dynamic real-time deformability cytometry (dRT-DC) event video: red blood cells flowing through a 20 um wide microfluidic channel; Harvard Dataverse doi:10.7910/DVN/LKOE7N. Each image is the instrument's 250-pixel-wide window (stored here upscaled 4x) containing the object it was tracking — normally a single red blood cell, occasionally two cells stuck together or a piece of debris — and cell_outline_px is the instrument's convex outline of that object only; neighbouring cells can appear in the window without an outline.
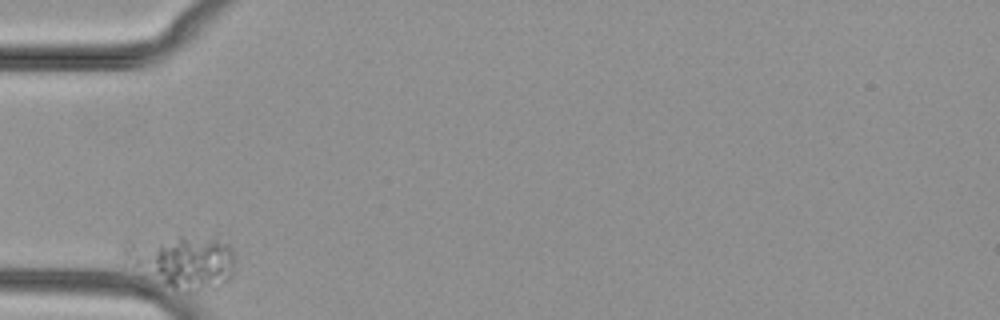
{"species": "common noctule bat (a hibernating species)", "species_latin": "Nyctalus noctula", "temperature_condition": "cold", "stored_images_in_passage": 32, "camera_frame_rate_fps": 3000, "um_per_image_px": 0.085, "animal": {"sex": "female", "body_mass_g": 29.2, "forearm_length_mm": 56.3}, "frame": {"image": 1, "passage_image": 1, "time_ms": 0.0, "image_size_px": [1000, 320], "cell_outline_px": [[232, 276], [228, 280], [220, 284], [188, 292], [172, 288], [136, 264], [124, 252], [124, 240], [176, 236], [184, 236], [216, 240], [228, 244], [232, 248]], "centroid_in_image_um": [15.55, 22.16], "position_along_channel_um": 69.4, "area_um2": 32.43}}
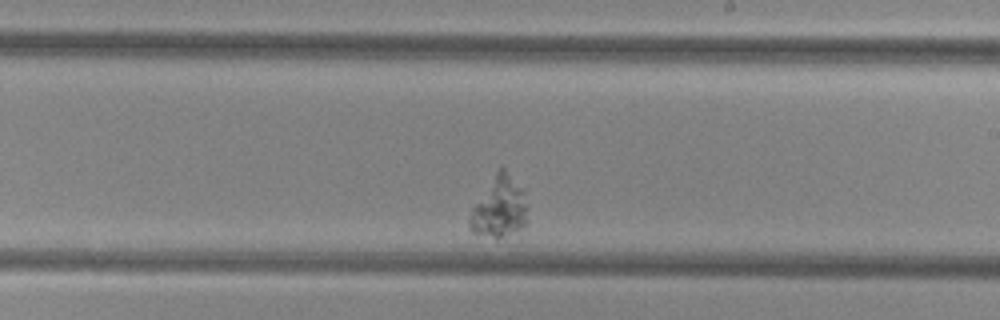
{"frame": {"image": 2, "passage_image": 19, "time_ms": 6.0, "image_size_px": [1000, 320], "cell_outline_px": [[528, 224], [496, 240], [472, 232], [468, 228], [468, 216], [472, 208], [500, 164], [524, 188], [528, 208]], "centroid_in_image_um": [42.46, 17.62], "position_along_channel_um": 246.5, "area_um2": 21.21}}
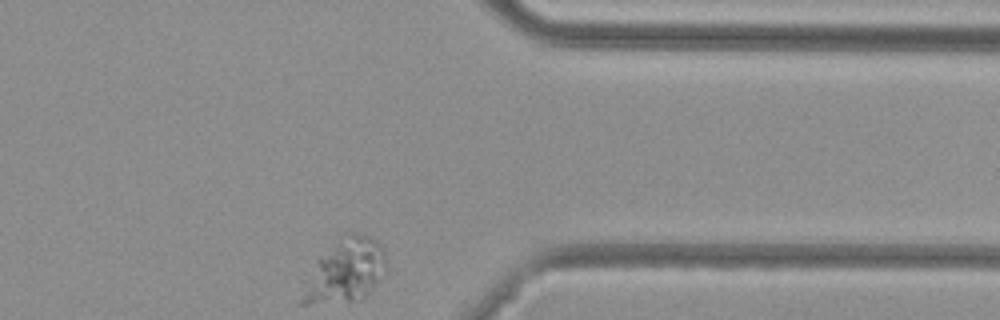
{"frame": {"image": 3, "passage_image": 32, "time_ms": 10.333, "image_size_px": [1000, 320], "cell_outline_px": [[388, 272], [360, 300], [308, 304], [300, 304], [300, 280], [316, 260], [352, 232], [356, 232], [372, 236], [384, 248], [388, 260]], "centroid_in_image_um": [29.34, 23.05], "position_along_channel_um": 382.1, "area_um2": 31.62}}